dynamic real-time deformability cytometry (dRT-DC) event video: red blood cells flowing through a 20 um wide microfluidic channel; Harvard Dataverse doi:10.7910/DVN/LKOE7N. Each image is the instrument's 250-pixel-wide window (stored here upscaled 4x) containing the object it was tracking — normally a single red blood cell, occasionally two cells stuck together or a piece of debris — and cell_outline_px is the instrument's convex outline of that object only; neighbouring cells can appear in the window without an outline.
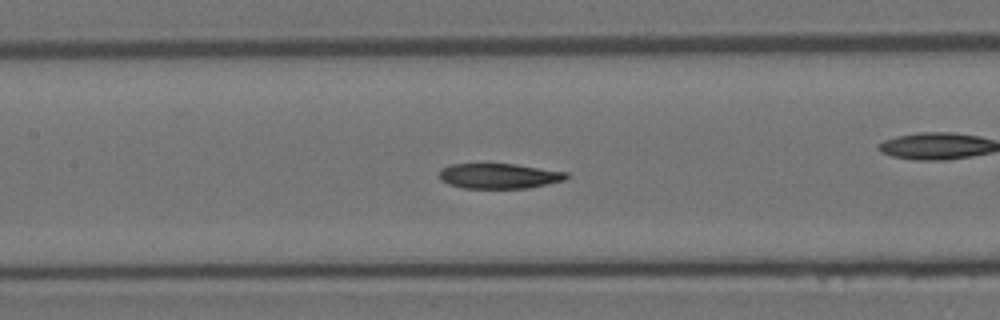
{"species": "Egyptian fruit bat (a non-hibernating species)", "species_latin": "Rousettus aegyptiacus", "temperature_condition": "room temperature", "stored_images_in_passage": 49, "camera_frame_rate_fps": 3000, "um_per_image_px": 0.085, "animal": {"sex": "female"}, "frame": {"image": 1, "passage_image": 22, "time_ms": 7.0, "image_size_px": [1000, 320], "cell_outline_px": [[572, 176], [564, 180], [548, 184], [528, 188], [464, 188], [448, 184], [440, 180], [440, 168], [452, 164], [516, 164], [568, 172]], "centroid_in_image_um": [42.46, 14.96], "position_along_channel_um": 164.9, "area_um2": 18.79}}
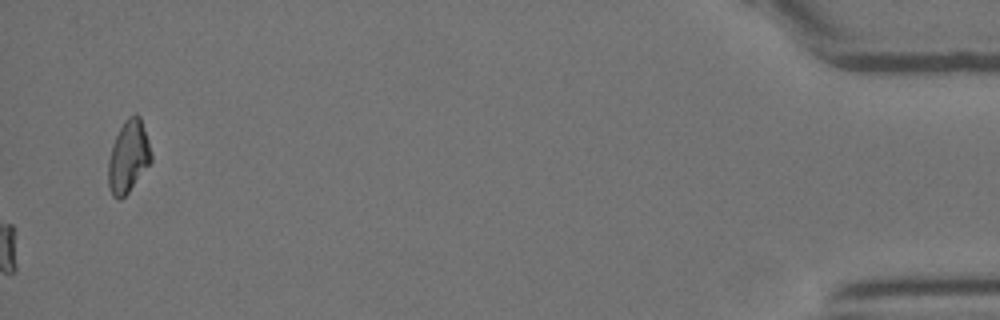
{"frame": {"image": 2, "passage_image": 49, "time_ms": 16.0, "image_size_px": [1000, 320], "cell_outline_px": [[152, 160], [128, 192], [120, 200], [112, 196], [108, 184], [108, 160], [112, 144], [124, 120], [128, 116], [136, 112], [140, 116], [148, 140], [152, 156]], "centroid_in_image_um": [10.9, 13.29], "position_along_channel_um": 424.3, "area_um2": 17.98}, "authors_computed_cell_mechanics": {"area_um2": 19.941, "velocity_mm_per_s": 4.2002, "shape_relaxation_time_tau1_ms": 5.5296, "shape_relaxation_time_tau2_ms": null, "deformation_change_tau1": 0.1684, "deformation_change_tau2": null}}